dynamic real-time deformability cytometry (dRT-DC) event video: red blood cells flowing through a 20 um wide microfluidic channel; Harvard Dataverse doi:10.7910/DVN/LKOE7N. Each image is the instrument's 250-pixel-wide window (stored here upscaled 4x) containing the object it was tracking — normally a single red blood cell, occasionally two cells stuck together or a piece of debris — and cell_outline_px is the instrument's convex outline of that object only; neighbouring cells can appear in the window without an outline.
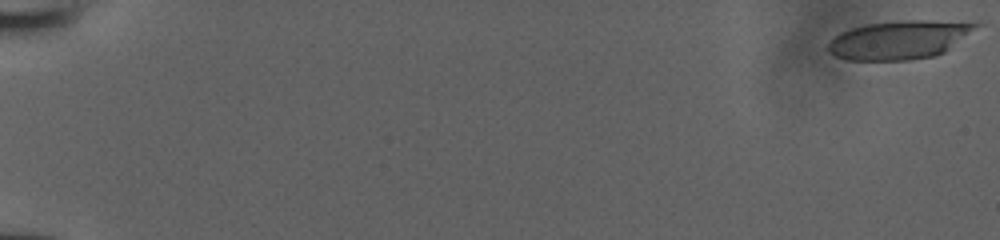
{"species": "human", "species_latin": "Homo sapiens", "temperature_condition": "room temperature", "stored_images_in_passage": 53, "camera_frame_rate_fps": 3000, "um_per_image_px": 0.085, "donor": {"sex": "male"}, "frame": {"image": 1, "passage_image": 1, "time_ms": 0.0, "image_size_px": [1000, 240], "cell_outline_px": [[984, 24], [944, 52], [936, 56], [908, 60], [848, 60], [836, 56], [828, 52], [828, 44], [840, 32], [852, 28], [868, 24], [900, 20], [932, 20]], "centroid_in_image_um": [76.46, 3.38], "position_along_channel_um": 8.5, "area_um2": 33.12}}
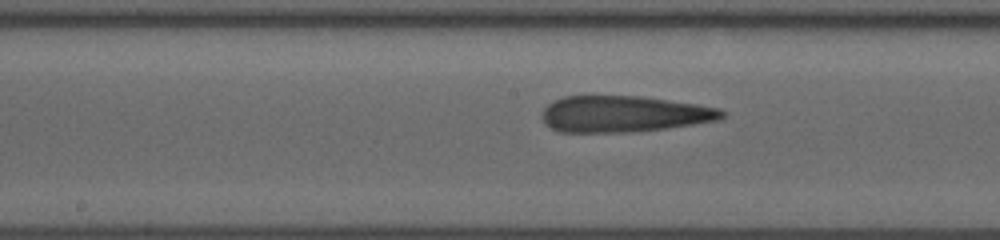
{"frame": {"image": 2, "passage_image": 30, "time_ms": 9.667, "image_size_px": [1000, 240], "cell_outline_px": [[724, 116], [720, 120], [664, 128], [632, 132], [560, 132], [548, 128], [544, 124], [540, 116], [544, 108], [548, 104], [564, 96], [640, 96], [696, 104], [720, 108], [724, 112]], "centroid_in_image_um": [52.97, 9.69], "position_along_channel_um": 195.2, "area_um2": 38.09}}
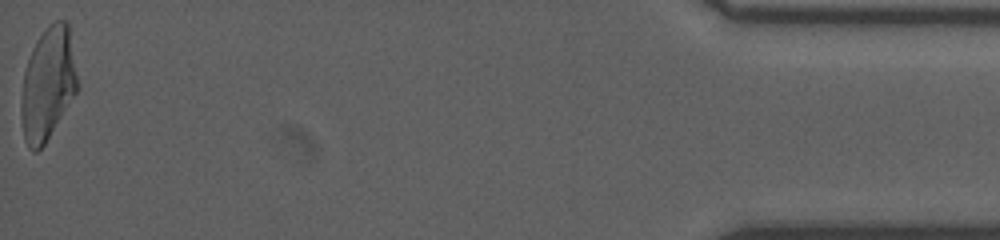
{"frame": {"image": 3, "passage_image": 53, "time_ms": 17.333, "image_size_px": [1000, 240], "cell_outline_px": [[80, 88], [44, 144], [36, 152], [32, 152], [28, 148], [24, 140], [20, 116], [20, 104], [24, 72], [32, 48], [36, 40], [56, 20], [64, 20], [68, 24], [80, 84]], "centroid_in_image_um": [4.08, 7.17], "position_along_channel_um": 431.1, "area_um2": 37.22}}